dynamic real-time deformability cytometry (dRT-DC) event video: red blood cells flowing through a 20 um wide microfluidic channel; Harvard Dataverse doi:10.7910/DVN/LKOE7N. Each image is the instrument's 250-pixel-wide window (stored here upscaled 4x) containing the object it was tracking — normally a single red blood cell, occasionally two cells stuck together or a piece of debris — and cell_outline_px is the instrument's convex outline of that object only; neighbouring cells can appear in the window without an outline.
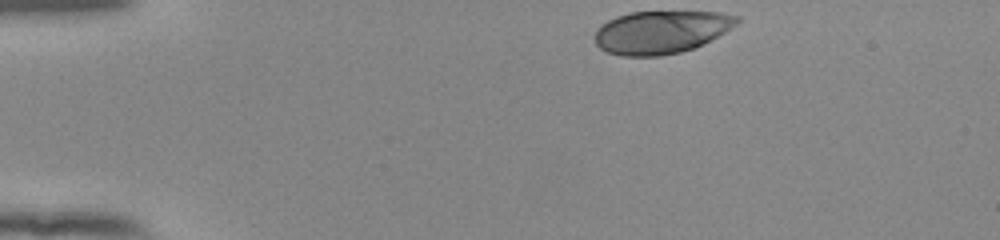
{"species": "human", "species_latin": "Homo sapiens", "temperature_condition": "room temperature", "stored_images_in_passage": 37, "camera_frame_rate_fps": 3000, "um_per_image_px": 0.085, "donor": {"sex": "female"}, "frame": {"image": 1, "passage_image": 1, "time_ms": 0.0, "image_size_px": [1000, 240], "cell_outline_px": [[740, 20], [736, 24], [724, 32], [692, 48], [680, 52], [660, 56], [620, 56], [608, 52], [600, 48], [596, 44], [596, 32], [600, 24], [616, 16], [632, 12], [720, 12], [740, 16]], "centroid_in_image_um": [56.16, 2.72], "position_along_channel_um": 28.8, "area_um2": 35.14}}
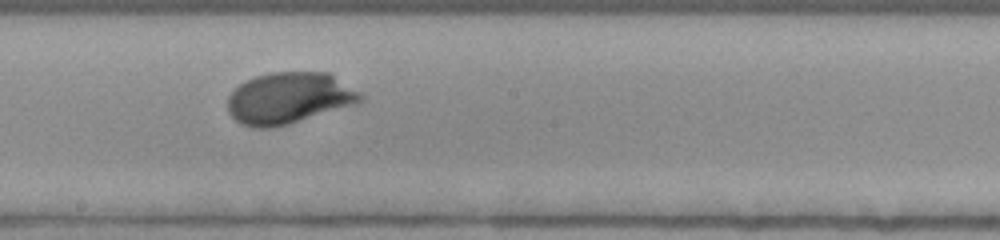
{"frame": {"image": 2, "passage_image": 22, "time_ms": 7.0, "image_size_px": [1000, 240], "cell_outline_px": [[364, 100], [356, 104], [288, 124], [272, 128], [252, 128], [240, 124], [228, 112], [228, 96], [244, 80], [268, 72], [328, 72], [360, 92], [364, 96]], "centroid_in_image_um": [24.55, 8.34], "position_along_channel_um": 223.6, "area_um2": 39.88}}
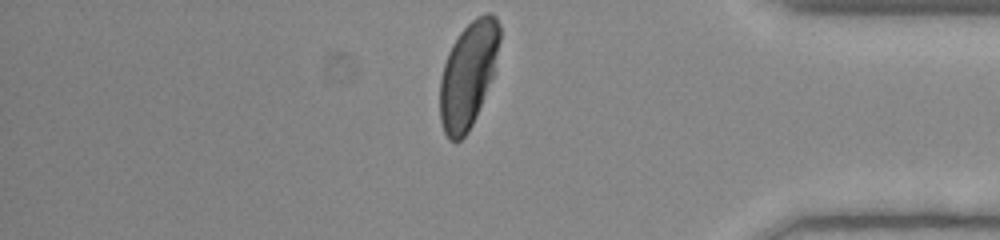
{"frame": {"image": 3, "passage_image": 37, "time_ms": 12.0, "image_size_px": [1000, 240], "cell_outline_px": [[500, 40], [492, 76], [476, 116], [468, 132], [456, 144], [448, 140], [444, 132], [440, 120], [440, 76], [448, 52], [452, 44], [460, 32], [476, 16], [484, 12], [492, 12], [496, 16], [500, 24]], "centroid_in_image_um": [39.78, 6.33], "position_along_channel_um": 395.4, "area_um2": 36.82}, "authors_computed_cell_mechanics": {"area_um2": 38.2636, "velocity_mm_per_s": 3.8754, "shape_relaxation_time_tau1_ms": 2.1018, "shape_relaxation_time_tau2_ms": null, "deformation_change_tau1": 0.1524, "deformation_change_tau2": null}}